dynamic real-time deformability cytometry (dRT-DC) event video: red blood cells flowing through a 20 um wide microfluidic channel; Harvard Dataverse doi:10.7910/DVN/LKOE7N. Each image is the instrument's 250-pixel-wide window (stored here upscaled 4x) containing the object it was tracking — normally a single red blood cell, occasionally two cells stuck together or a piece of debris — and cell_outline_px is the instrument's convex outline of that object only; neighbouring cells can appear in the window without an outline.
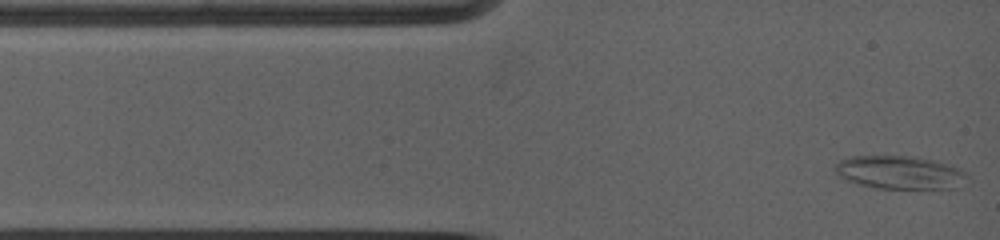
{"species": "common noctule bat (a hibernating species)", "species_latin": "Nyctalus noctula", "temperature_condition": "warm", "stored_images_in_passage": 18, "camera_frame_rate_fps": 5000, "um_per_image_px": 0.085, "animal": {"sex": "female", "body_mass_g": 19.0, "forearm_length_mm": 53.3}, "frame": {"image": 1, "passage_image": 1, "time_ms": 0.0, "image_size_px": [1000, 240], "cell_outline_px": [[968, 176], [960, 188], [876, 188], [860, 184], [848, 180], [840, 176], [832, 168], [840, 160], [852, 156], [916, 156], [936, 160], [956, 168], [964, 172]], "centroid_in_image_um": [76.48, 14.65], "position_along_channel_um": 8.5, "area_um2": 25.43}}
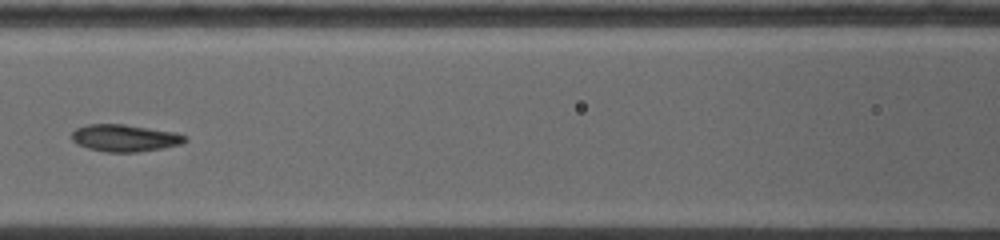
{"frame": {"image": 2, "passage_image": 11, "time_ms": 5.0, "image_size_px": [1000, 240], "cell_outline_px": [[188, 140], [180, 144], [164, 148], [136, 152], [104, 152], [88, 148], [76, 144], [72, 140], [72, 132], [76, 128], [88, 124], [124, 124], [176, 132], [188, 136]], "centroid_in_image_um": [10.62, 11.73], "position_along_channel_um": 156.0, "area_um2": 18.03}}
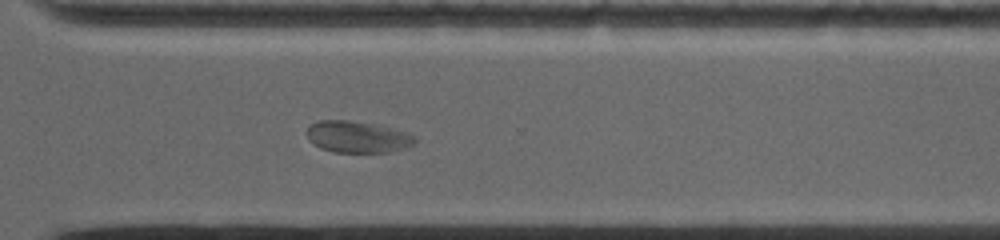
{"frame": {"image": 3, "passage_image": 18, "time_ms": 9.8, "image_size_px": [1000, 240], "cell_outline_px": [[416, 140], [412, 144], [404, 148], [392, 152], [332, 152], [320, 148], [312, 144], [308, 140], [304, 132], [308, 124], [320, 120], [348, 120], [380, 124], [408, 132], [416, 136]], "centroid_in_image_um": [30.34, 11.62], "position_along_channel_um": 340.3, "area_um2": 20.52}}